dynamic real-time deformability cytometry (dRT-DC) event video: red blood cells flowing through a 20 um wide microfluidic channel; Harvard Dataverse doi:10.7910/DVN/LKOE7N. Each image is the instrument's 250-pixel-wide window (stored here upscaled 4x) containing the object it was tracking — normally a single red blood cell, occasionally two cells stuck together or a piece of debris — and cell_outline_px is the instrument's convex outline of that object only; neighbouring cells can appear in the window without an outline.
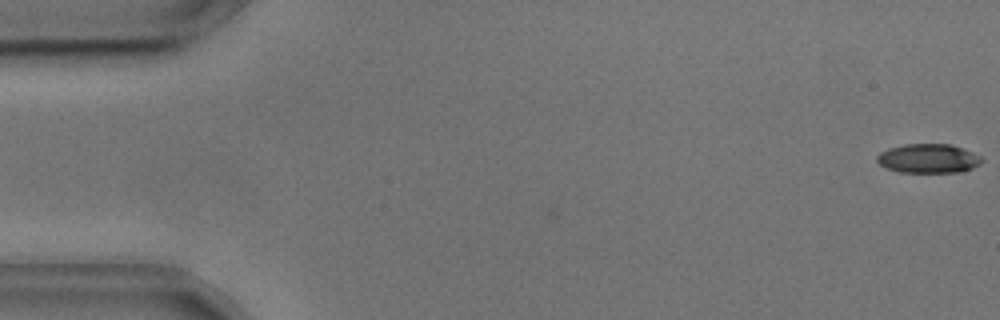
{"species": "common noctule bat (a hibernating species)", "species_latin": "Nyctalus noctula", "temperature_condition": "cold", "stored_images_in_passage": 48, "camera_frame_rate_fps": 3000, "um_per_image_px": 0.085, "animal": {"sex": "male", "body_mass_g": 17.9, "forearm_length_mm": 54.2}, "frame": {"image": 1, "passage_image": 1, "time_ms": 0.0, "image_size_px": [1000, 320], "cell_outline_px": [[984, 160], [980, 164], [972, 168], [960, 172], [900, 172], [888, 168], [880, 164], [876, 160], [876, 156], [880, 152], [888, 148], [904, 144], [948, 144], [972, 152], [980, 156]], "centroid_in_image_um": [78.9, 13.47], "position_along_channel_um": 6.1, "area_um2": 17.69}}
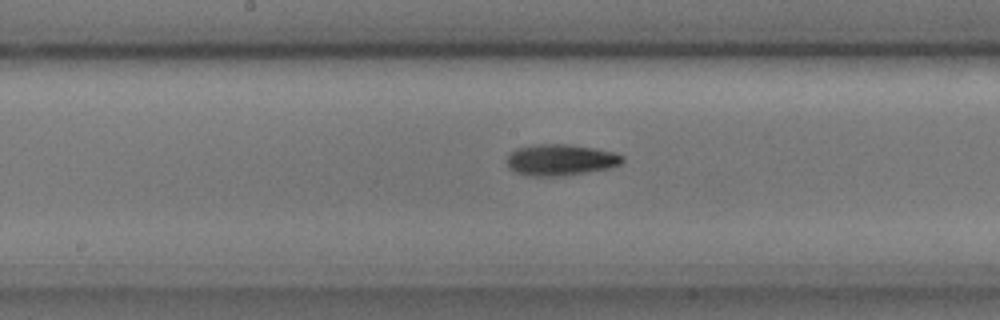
{"frame": {"image": 2, "passage_image": 28, "time_ms": 9.0, "image_size_px": [1000, 320], "cell_outline_px": [[624, 160], [620, 164], [612, 168], [560, 176], [528, 176], [516, 172], [508, 168], [508, 152], [516, 148], [536, 144], [572, 144], [596, 148], [616, 152], [624, 156]], "centroid_in_image_um": [47.67, 13.58], "position_along_channel_um": 200.5, "area_um2": 21.39}}
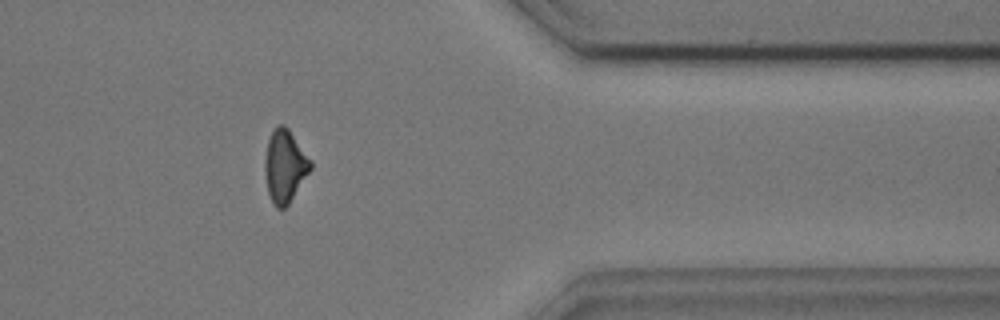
{"frame": {"image": 3, "passage_image": 45, "time_ms": 14.667, "image_size_px": [1000, 320], "cell_outline_px": [[312, 168], [288, 204], [284, 208], [276, 208], [268, 192], [264, 172], [264, 160], [268, 140], [276, 124], [284, 124], [288, 128], [312, 160]], "centroid_in_image_um": [24.21, 14.09], "position_along_channel_um": 387.2, "area_um2": 19.31}, "authors_computed_cell_mechanics": {"area_um2": 19.4786, "velocity_mm_per_s": 3.6379, "shape_relaxation_time_tau1_ms": 4.8178, "shape_relaxation_time_tau2_ms": null, "deformation_change_tau1": 0.1303, "deformation_change_tau2": null}}